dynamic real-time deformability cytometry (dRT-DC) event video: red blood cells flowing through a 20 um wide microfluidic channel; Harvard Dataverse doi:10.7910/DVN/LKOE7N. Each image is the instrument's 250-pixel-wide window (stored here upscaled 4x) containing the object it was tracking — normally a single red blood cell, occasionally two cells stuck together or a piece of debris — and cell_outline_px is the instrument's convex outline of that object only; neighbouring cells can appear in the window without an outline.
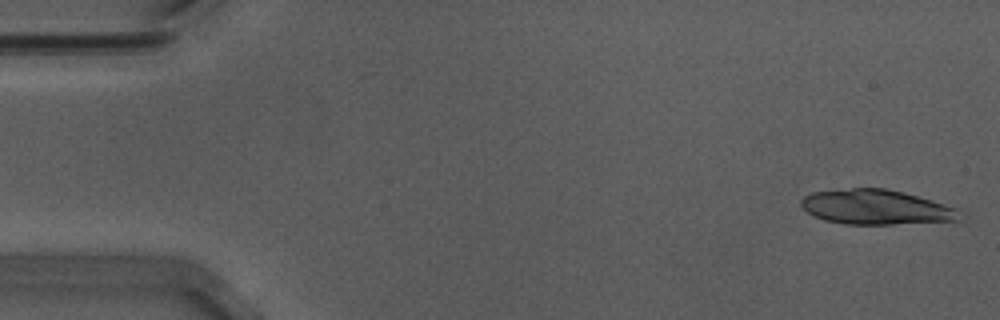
{"species": "Egyptian fruit bat (a non-hibernating species)", "species_latin": "Rousettus aegyptiacus", "temperature_condition": "warm", "stored_images_in_passage": 15, "camera_frame_rate_fps": 3000, "um_per_image_px": 0.085, "animal": {"sex": "male"}, "frame": {"image": 1, "passage_image": 1, "time_ms": 0.0, "image_size_px": [1000, 320], "cell_outline_px": [[968, 216], [960, 220], [892, 224], [844, 224], [824, 220], [808, 212], [800, 204], [800, 200], [804, 196], [812, 192], [852, 188], [884, 188], [916, 196], [956, 208]], "centroid_in_image_um": [74.48, 17.62], "position_along_channel_um": 10.5, "area_um2": 31.96}}